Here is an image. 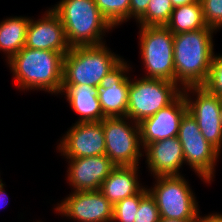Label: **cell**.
<instances>
[{"instance_id":"2","label":"cell","mask_w":222,"mask_h":222,"mask_svg":"<svg viewBox=\"0 0 222 222\" xmlns=\"http://www.w3.org/2000/svg\"><path fill=\"white\" fill-rule=\"evenodd\" d=\"M64 54L24 47L7 63L22 90H44L61 94Z\"/></svg>"},{"instance_id":"14","label":"cell","mask_w":222,"mask_h":222,"mask_svg":"<svg viewBox=\"0 0 222 222\" xmlns=\"http://www.w3.org/2000/svg\"><path fill=\"white\" fill-rule=\"evenodd\" d=\"M187 104L181 93L171 104L139 123L142 149L152 142L178 136Z\"/></svg>"},{"instance_id":"30","label":"cell","mask_w":222,"mask_h":222,"mask_svg":"<svg viewBox=\"0 0 222 222\" xmlns=\"http://www.w3.org/2000/svg\"><path fill=\"white\" fill-rule=\"evenodd\" d=\"M5 184L2 183V180L0 181V208H2V205H7L8 201L7 198L5 199V197H8L6 196V193H5V190H4V186Z\"/></svg>"},{"instance_id":"17","label":"cell","mask_w":222,"mask_h":222,"mask_svg":"<svg viewBox=\"0 0 222 222\" xmlns=\"http://www.w3.org/2000/svg\"><path fill=\"white\" fill-rule=\"evenodd\" d=\"M148 170L153 177L181 175L185 163L182 145L177 136L148 144L144 151Z\"/></svg>"},{"instance_id":"8","label":"cell","mask_w":222,"mask_h":222,"mask_svg":"<svg viewBox=\"0 0 222 222\" xmlns=\"http://www.w3.org/2000/svg\"><path fill=\"white\" fill-rule=\"evenodd\" d=\"M101 124L106 143L105 155L116 166H139V157L144 155L140 149L139 124L127 117H105Z\"/></svg>"},{"instance_id":"12","label":"cell","mask_w":222,"mask_h":222,"mask_svg":"<svg viewBox=\"0 0 222 222\" xmlns=\"http://www.w3.org/2000/svg\"><path fill=\"white\" fill-rule=\"evenodd\" d=\"M58 149L67 159L105 155V137L100 122L75 123L62 137Z\"/></svg>"},{"instance_id":"7","label":"cell","mask_w":222,"mask_h":222,"mask_svg":"<svg viewBox=\"0 0 222 222\" xmlns=\"http://www.w3.org/2000/svg\"><path fill=\"white\" fill-rule=\"evenodd\" d=\"M154 187L148 189L155 198L160 218H200L198 202L183 175L156 177Z\"/></svg>"},{"instance_id":"20","label":"cell","mask_w":222,"mask_h":222,"mask_svg":"<svg viewBox=\"0 0 222 222\" xmlns=\"http://www.w3.org/2000/svg\"><path fill=\"white\" fill-rule=\"evenodd\" d=\"M29 22L30 18L21 16L0 22V51L6 54L8 61L25 47Z\"/></svg>"},{"instance_id":"13","label":"cell","mask_w":222,"mask_h":222,"mask_svg":"<svg viewBox=\"0 0 222 222\" xmlns=\"http://www.w3.org/2000/svg\"><path fill=\"white\" fill-rule=\"evenodd\" d=\"M122 59L97 86L98 99L105 117H126L130 66Z\"/></svg>"},{"instance_id":"10","label":"cell","mask_w":222,"mask_h":222,"mask_svg":"<svg viewBox=\"0 0 222 222\" xmlns=\"http://www.w3.org/2000/svg\"><path fill=\"white\" fill-rule=\"evenodd\" d=\"M195 94L192 100L189 92ZM187 112L197 121L198 127L212 146L220 153L222 148V98L210 93L204 86L182 89Z\"/></svg>"},{"instance_id":"5","label":"cell","mask_w":222,"mask_h":222,"mask_svg":"<svg viewBox=\"0 0 222 222\" xmlns=\"http://www.w3.org/2000/svg\"><path fill=\"white\" fill-rule=\"evenodd\" d=\"M180 89L164 79H130L126 117L139 124L171 104L182 93Z\"/></svg>"},{"instance_id":"29","label":"cell","mask_w":222,"mask_h":222,"mask_svg":"<svg viewBox=\"0 0 222 222\" xmlns=\"http://www.w3.org/2000/svg\"><path fill=\"white\" fill-rule=\"evenodd\" d=\"M199 222H222V214L214 213L210 215H206L205 217L199 218Z\"/></svg>"},{"instance_id":"16","label":"cell","mask_w":222,"mask_h":222,"mask_svg":"<svg viewBox=\"0 0 222 222\" xmlns=\"http://www.w3.org/2000/svg\"><path fill=\"white\" fill-rule=\"evenodd\" d=\"M67 180L74 191H96L116 165L106 156L69 159Z\"/></svg>"},{"instance_id":"21","label":"cell","mask_w":222,"mask_h":222,"mask_svg":"<svg viewBox=\"0 0 222 222\" xmlns=\"http://www.w3.org/2000/svg\"><path fill=\"white\" fill-rule=\"evenodd\" d=\"M166 27L173 35L203 28H211L205 23L200 0L195 3L175 7Z\"/></svg>"},{"instance_id":"1","label":"cell","mask_w":222,"mask_h":222,"mask_svg":"<svg viewBox=\"0 0 222 222\" xmlns=\"http://www.w3.org/2000/svg\"><path fill=\"white\" fill-rule=\"evenodd\" d=\"M214 32L213 28H203L174 34L175 83L181 90L205 85L215 53Z\"/></svg>"},{"instance_id":"11","label":"cell","mask_w":222,"mask_h":222,"mask_svg":"<svg viewBox=\"0 0 222 222\" xmlns=\"http://www.w3.org/2000/svg\"><path fill=\"white\" fill-rule=\"evenodd\" d=\"M55 211L77 222H112L113 205L99 191H73Z\"/></svg>"},{"instance_id":"23","label":"cell","mask_w":222,"mask_h":222,"mask_svg":"<svg viewBox=\"0 0 222 222\" xmlns=\"http://www.w3.org/2000/svg\"><path fill=\"white\" fill-rule=\"evenodd\" d=\"M102 15L113 27L130 20V0H94Z\"/></svg>"},{"instance_id":"27","label":"cell","mask_w":222,"mask_h":222,"mask_svg":"<svg viewBox=\"0 0 222 222\" xmlns=\"http://www.w3.org/2000/svg\"><path fill=\"white\" fill-rule=\"evenodd\" d=\"M204 87L210 93L222 97V55L214 54L209 76Z\"/></svg>"},{"instance_id":"32","label":"cell","mask_w":222,"mask_h":222,"mask_svg":"<svg viewBox=\"0 0 222 222\" xmlns=\"http://www.w3.org/2000/svg\"><path fill=\"white\" fill-rule=\"evenodd\" d=\"M159 222H199V218L183 219V220L160 218Z\"/></svg>"},{"instance_id":"15","label":"cell","mask_w":222,"mask_h":222,"mask_svg":"<svg viewBox=\"0 0 222 222\" xmlns=\"http://www.w3.org/2000/svg\"><path fill=\"white\" fill-rule=\"evenodd\" d=\"M25 47L61 52L64 55L70 50L63 24L51 8L44 12L41 19H30Z\"/></svg>"},{"instance_id":"6","label":"cell","mask_w":222,"mask_h":222,"mask_svg":"<svg viewBox=\"0 0 222 222\" xmlns=\"http://www.w3.org/2000/svg\"><path fill=\"white\" fill-rule=\"evenodd\" d=\"M140 27V54L147 71L145 78L175 83L174 35L166 26Z\"/></svg>"},{"instance_id":"18","label":"cell","mask_w":222,"mask_h":222,"mask_svg":"<svg viewBox=\"0 0 222 222\" xmlns=\"http://www.w3.org/2000/svg\"><path fill=\"white\" fill-rule=\"evenodd\" d=\"M137 171L138 166H116L102 182L99 191L113 206L138 194L144 187L140 186Z\"/></svg>"},{"instance_id":"28","label":"cell","mask_w":222,"mask_h":222,"mask_svg":"<svg viewBox=\"0 0 222 222\" xmlns=\"http://www.w3.org/2000/svg\"><path fill=\"white\" fill-rule=\"evenodd\" d=\"M150 0H130V18L139 19L148 7Z\"/></svg>"},{"instance_id":"25","label":"cell","mask_w":222,"mask_h":222,"mask_svg":"<svg viewBox=\"0 0 222 222\" xmlns=\"http://www.w3.org/2000/svg\"><path fill=\"white\" fill-rule=\"evenodd\" d=\"M160 214L155 198L147 188L141 190V201L134 222H159Z\"/></svg>"},{"instance_id":"24","label":"cell","mask_w":222,"mask_h":222,"mask_svg":"<svg viewBox=\"0 0 222 222\" xmlns=\"http://www.w3.org/2000/svg\"><path fill=\"white\" fill-rule=\"evenodd\" d=\"M141 201V191L113 206L112 222H134Z\"/></svg>"},{"instance_id":"26","label":"cell","mask_w":222,"mask_h":222,"mask_svg":"<svg viewBox=\"0 0 222 222\" xmlns=\"http://www.w3.org/2000/svg\"><path fill=\"white\" fill-rule=\"evenodd\" d=\"M208 27L218 31L222 27V0H200Z\"/></svg>"},{"instance_id":"3","label":"cell","mask_w":222,"mask_h":222,"mask_svg":"<svg viewBox=\"0 0 222 222\" xmlns=\"http://www.w3.org/2000/svg\"><path fill=\"white\" fill-rule=\"evenodd\" d=\"M60 18L70 47L101 45L114 28L94 0H61L51 8Z\"/></svg>"},{"instance_id":"31","label":"cell","mask_w":222,"mask_h":222,"mask_svg":"<svg viewBox=\"0 0 222 222\" xmlns=\"http://www.w3.org/2000/svg\"><path fill=\"white\" fill-rule=\"evenodd\" d=\"M197 1H199V0H171V3L173 5V7L175 8V7L195 3Z\"/></svg>"},{"instance_id":"19","label":"cell","mask_w":222,"mask_h":222,"mask_svg":"<svg viewBox=\"0 0 222 222\" xmlns=\"http://www.w3.org/2000/svg\"><path fill=\"white\" fill-rule=\"evenodd\" d=\"M61 93L66 95L69 105L80 115L77 123L100 122L105 118L98 99L97 87L62 85Z\"/></svg>"},{"instance_id":"9","label":"cell","mask_w":222,"mask_h":222,"mask_svg":"<svg viewBox=\"0 0 222 222\" xmlns=\"http://www.w3.org/2000/svg\"><path fill=\"white\" fill-rule=\"evenodd\" d=\"M177 137L182 145L185 163L193 168L205 183H210L220 152L207 142L196 119L188 112L181 119Z\"/></svg>"},{"instance_id":"22","label":"cell","mask_w":222,"mask_h":222,"mask_svg":"<svg viewBox=\"0 0 222 222\" xmlns=\"http://www.w3.org/2000/svg\"><path fill=\"white\" fill-rule=\"evenodd\" d=\"M173 9L171 0H150L146 12L136 21L139 26H166Z\"/></svg>"},{"instance_id":"4","label":"cell","mask_w":222,"mask_h":222,"mask_svg":"<svg viewBox=\"0 0 222 222\" xmlns=\"http://www.w3.org/2000/svg\"><path fill=\"white\" fill-rule=\"evenodd\" d=\"M123 58L101 45L71 47L64 56L62 85L97 87Z\"/></svg>"}]
</instances>
